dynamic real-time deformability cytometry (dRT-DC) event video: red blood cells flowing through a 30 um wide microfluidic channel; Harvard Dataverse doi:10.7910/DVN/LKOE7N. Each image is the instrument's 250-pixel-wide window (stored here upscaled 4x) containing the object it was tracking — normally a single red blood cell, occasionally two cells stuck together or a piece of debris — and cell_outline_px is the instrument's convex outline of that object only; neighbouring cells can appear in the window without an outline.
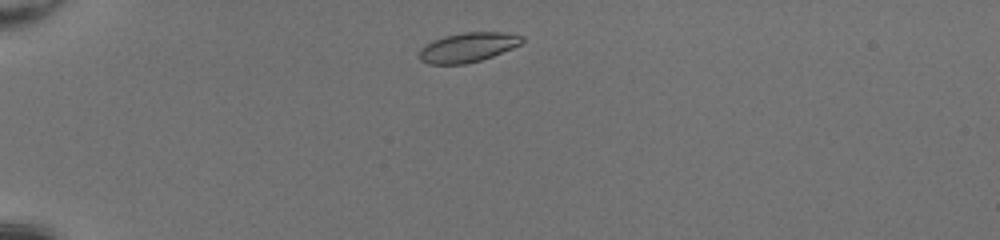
{"species": "common noctule bat (a hibernating species)", "species_latin": "Nyctalus noctula", "temperature_condition": "room temperature", "stored_images_in_passage": 39, "camera_frame_rate_fps": 3000, "um_per_image_px": 0.085, "animal": {"sex": "female", "body_mass_g": 20.0, "forearm_length_mm": 54.0}, "frame": {"image": 1, "passage_image": 3, "time_ms": 0.667, "image_size_px": [1000, 240], "cell_outline_px": [[524, 40], [520, 44], [512, 48], [492, 56], [480, 60], [464, 64], [428, 64], [420, 60], [420, 48], [432, 40], [444, 36], [464, 32], [504, 32], [524, 36]], "centroid_in_image_um": [39.76, 4.01], "position_along_channel_um": 45.2, "area_um2": 17.63}}
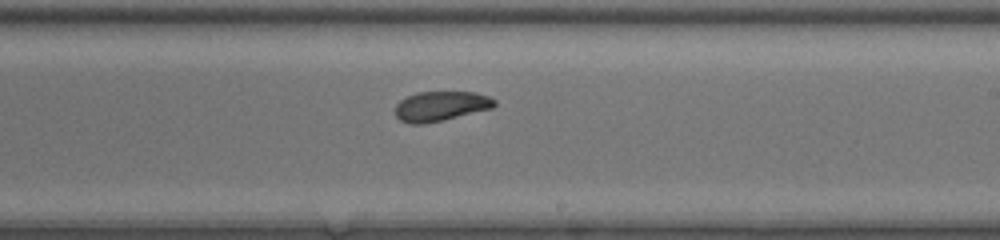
{"frame": {"image": 2, "passage_image": 21, "time_ms": 6.667, "image_size_px": [1000, 240], "cell_outline_px": [[496, 104], [492, 108], [444, 120], [424, 124], [408, 124], [400, 120], [396, 116], [396, 104], [400, 100], [416, 92], [476, 92], [488, 96], [496, 100]], "centroid_in_image_um": [37.46, 9.02], "position_along_channel_um": 251.5, "area_um2": 17.28}}
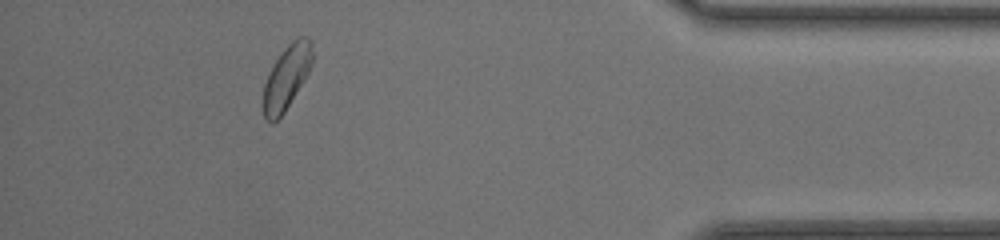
{"frame": {"image": 3, "passage_image": 35, "time_ms": 11.333, "image_size_px": [1000, 240], "cell_outline_px": [[312, 60], [308, 72], [284, 112], [272, 124], [264, 120], [264, 84], [268, 72], [272, 64], [288, 44], [292, 40], [300, 36], [304, 36], [312, 40]], "centroid_in_image_um": [24.34, 6.55], "position_along_channel_um": 410.9, "area_um2": 18.03}, "authors_computed_cell_mechanics": {"area_um2": 17.918, "velocity_mm_per_s": 4.2252, "shape_relaxation_time_tau1_ms": 1.7414, "shape_relaxation_time_tau2_ms": 5.6845, "deformation_change_tau1": 0.0934, "deformation_change_tau2": 0.1172}}